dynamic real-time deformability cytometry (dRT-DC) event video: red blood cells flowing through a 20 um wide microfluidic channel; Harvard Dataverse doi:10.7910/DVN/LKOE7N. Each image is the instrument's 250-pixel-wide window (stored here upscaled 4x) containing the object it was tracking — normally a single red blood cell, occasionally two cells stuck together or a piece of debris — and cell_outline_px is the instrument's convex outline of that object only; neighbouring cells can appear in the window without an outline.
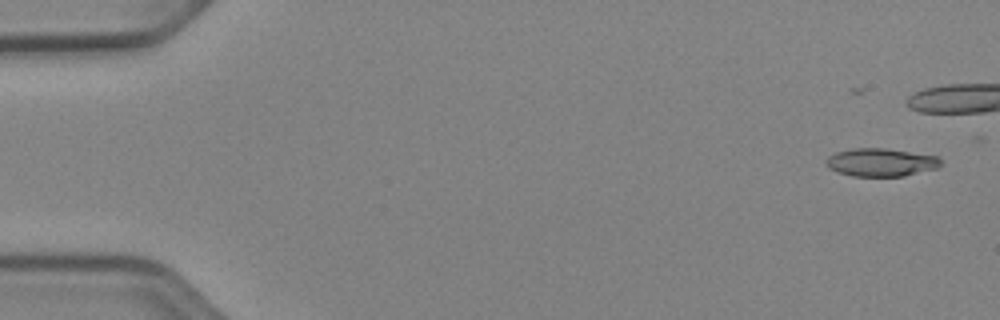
{"species": "Egyptian fruit bat (a non-hibernating species)", "species_latin": "Rousettus aegyptiacus", "temperature_condition": "cold", "stored_images_in_passage": 12, "camera_frame_rate_fps": 3000, "um_per_image_px": 0.085, "animal": {"sex": "female"}, "frame": {"image": 1, "passage_image": 1, "time_ms": 0.0, "image_size_px": [1000, 320], "cell_outline_px": [[940, 164], [936, 168], [904, 176], [852, 176], [836, 172], [828, 168], [824, 160], [828, 156], [836, 152], [852, 148], [884, 148], [940, 156]], "centroid_in_image_um": [74.83, 13.79], "position_along_channel_um": 10.2, "area_um2": 18.84}}